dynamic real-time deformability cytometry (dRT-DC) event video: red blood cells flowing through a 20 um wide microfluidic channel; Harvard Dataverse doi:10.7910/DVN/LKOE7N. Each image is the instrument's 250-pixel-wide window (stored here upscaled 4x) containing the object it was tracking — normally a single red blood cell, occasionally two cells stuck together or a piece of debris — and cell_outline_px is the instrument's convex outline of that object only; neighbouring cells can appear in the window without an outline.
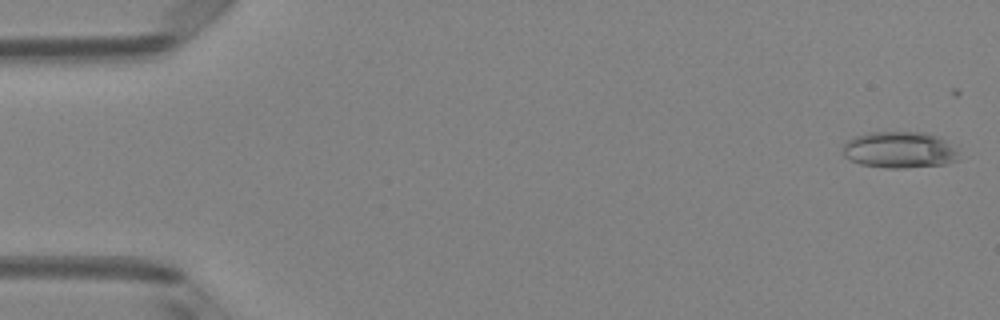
{"species": "Egyptian fruit bat (a non-hibernating species)", "species_latin": "Rousettus aegyptiacus", "temperature_condition": "room temperature", "stored_images_in_passage": 19, "camera_frame_rate_fps": 3000, "um_per_image_px": 0.085, "animal": {"sex": "female"}, "frame": {"image": 1, "passage_image": 1, "time_ms": 0.0, "image_size_px": [1000, 320], "cell_outline_px": [[956, 160], [944, 164], [904, 168], [884, 168], [860, 164], [844, 156], [844, 140], [868, 132], [924, 132], [936, 136], [944, 140], [956, 148]], "centroid_in_image_um": [76.41, 12.73], "position_along_channel_um": 8.6, "area_um2": 24.51}}
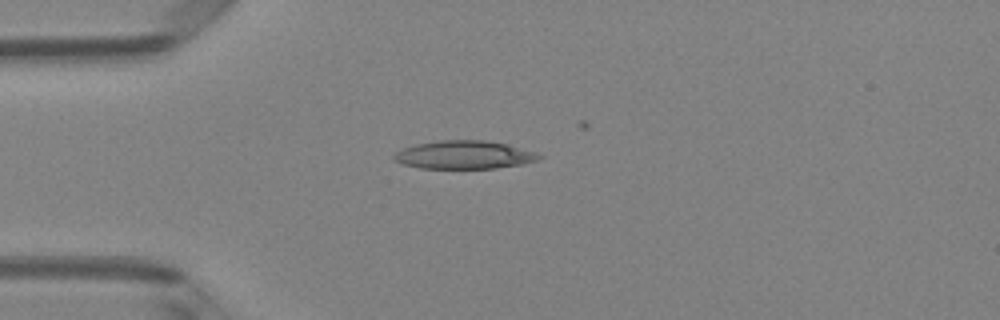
{"frame": {"image": 2, "passage_image": 13, "time_ms": 4.0, "image_size_px": [1000, 320], "cell_outline_px": [[544, 156], [536, 160], [524, 164], [496, 168], [420, 168], [404, 164], [396, 160], [392, 156], [396, 152], [404, 148], [416, 144], [440, 140], [484, 140], [508, 144]], "centroid_in_image_um": [39.45, 13.16], "position_along_channel_um": 45.5, "area_um2": 23.58}}
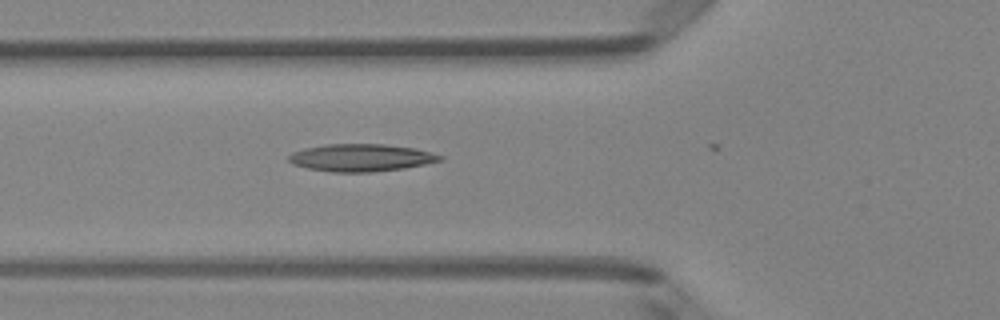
{"frame": {"image": 3, "passage_image": 18, "time_ms": 5.667, "image_size_px": [1000, 320], "cell_outline_px": [[444, 160], [404, 168], [372, 172], [332, 172], [308, 168], [292, 164], [288, 160], [288, 156], [292, 152], [304, 148], [324, 144], [384, 144], [416, 148], [444, 156]], "centroid_in_image_um": [30.69, 13.4], "position_along_channel_um": 95.1, "area_um2": 24.28}}